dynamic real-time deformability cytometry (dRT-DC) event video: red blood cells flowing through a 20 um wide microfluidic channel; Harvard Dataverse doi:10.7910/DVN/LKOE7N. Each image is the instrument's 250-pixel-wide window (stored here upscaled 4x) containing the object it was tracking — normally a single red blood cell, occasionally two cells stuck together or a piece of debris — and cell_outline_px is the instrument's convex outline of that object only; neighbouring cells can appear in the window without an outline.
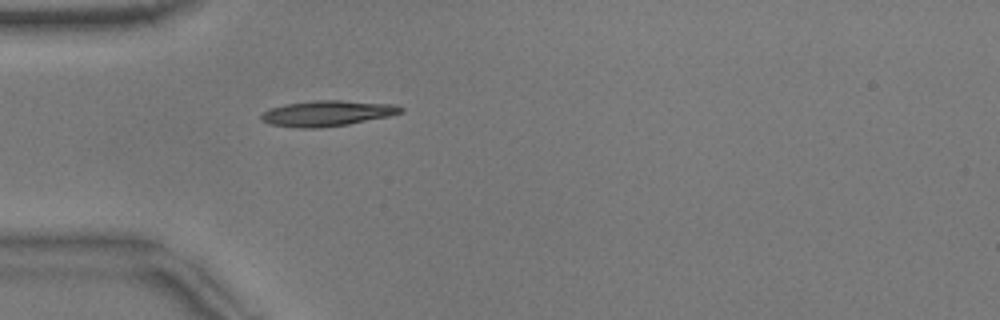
{"species": "common noctule bat (a hibernating species)", "species_latin": "Nyctalus noctula", "temperature_condition": "warm", "stored_images_in_passage": 23, "camera_frame_rate_fps": 3000, "um_per_image_px": 0.085, "animal": {"sex": "male", "body_mass_g": 17.9}, "frame": {"image": 1, "passage_image": 1, "time_ms": 0.0, "image_size_px": [1000, 320], "cell_outline_px": [[404, 112], [388, 116], [348, 124], [320, 128], [300, 128], [272, 124], [260, 120], [260, 116], [264, 112], [272, 108], [284, 104], [316, 100], [344, 100], [396, 104], [404, 108]], "centroid_in_image_um": [27.85, 9.62], "position_along_channel_um": 57.1, "area_um2": 20.81}}
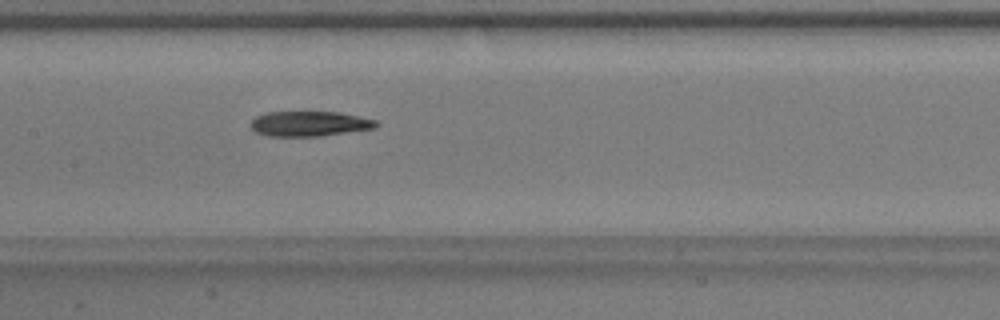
{"frame": {"image": 2, "passage_image": 11, "time_ms": 3.333, "image_size_px": [1000, 320], "cell_outline_px": [[380, 124], [376, 128], [320, 136], [268, 136], [256, 132], [252, 128], [252, 120], [256, 116], [268, 112], [340, 112], [376, 120]], "centroid_in_image_um": [26.34, 10.51], "position_along_channel_um": 181.1, "area_um2": 18.26}}
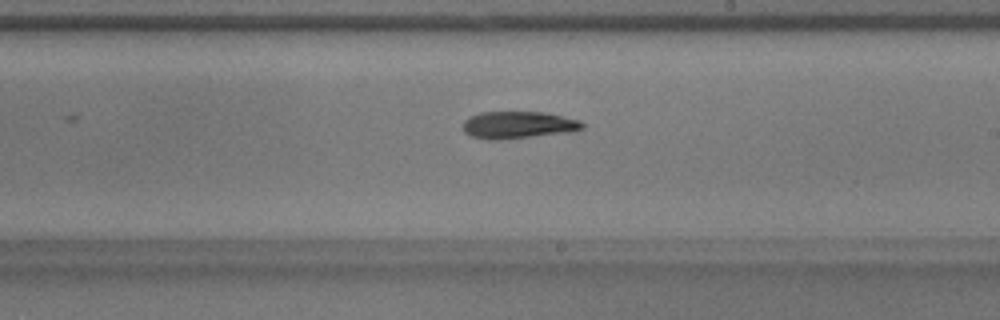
{"frame": {"image": 3, "passage_image": 16, "time_ms": 5.0, "image_size_px": [1000, 320], "cell_outline_px": [[584, 128], [576, 132], [500, 140], [488, 140], [472, 136], [464, 132], [464, 120], [468, 116], [480, 112], [544, 112], [580, 120], [584, 124]], "centroid_in_image_um": [44.08, 10.63], "position_along_channel_um": 244.9, "area_um2": 19.25}}